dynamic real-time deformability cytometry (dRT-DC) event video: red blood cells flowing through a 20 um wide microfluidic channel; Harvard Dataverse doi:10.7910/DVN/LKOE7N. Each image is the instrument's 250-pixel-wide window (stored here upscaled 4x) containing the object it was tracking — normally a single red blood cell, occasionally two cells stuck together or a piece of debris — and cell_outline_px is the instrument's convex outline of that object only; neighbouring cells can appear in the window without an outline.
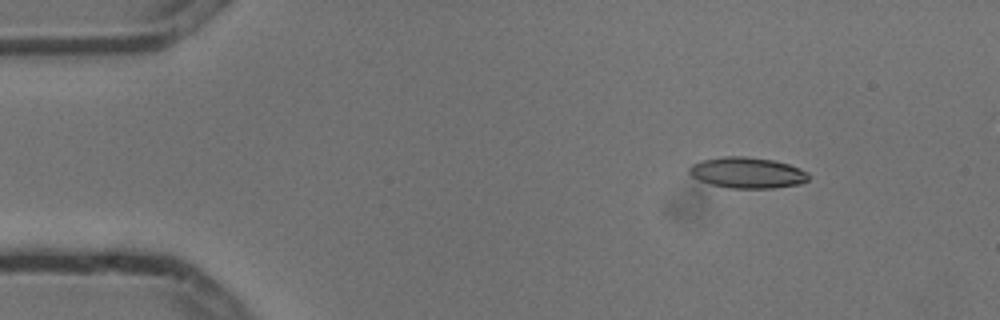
{"species": "common noctule bat (a hibernating species)", "species_latin": "Nyctalus noctula", "temperature_condition": "cold", "stored_images_in_passage": 5, "camera_frame_rate_fps": 3000, "um_per_image_px": 0.085, "animal": {"sex": "male", "body_mass_g": 13.3}, "frame": {"image": 1, "passage_image": 2, "time_ms": 0.333, "image_size_px": [1000, 320], "cell_outline_px": [[808, 180], [800, 184], [776, 188], [728, 188], [712, 184], [700, 180], [692, 176], [688, 172], [688, 168], [692, 164], [700, 160], [724, 156], [744, 156], [772, 160], [788, 164], [800, 168], [808, 172]], "centroid_in_image_um": [63.51, 14.68], "position_along_channel_um": 21.5, "area_um2": 21.56}}